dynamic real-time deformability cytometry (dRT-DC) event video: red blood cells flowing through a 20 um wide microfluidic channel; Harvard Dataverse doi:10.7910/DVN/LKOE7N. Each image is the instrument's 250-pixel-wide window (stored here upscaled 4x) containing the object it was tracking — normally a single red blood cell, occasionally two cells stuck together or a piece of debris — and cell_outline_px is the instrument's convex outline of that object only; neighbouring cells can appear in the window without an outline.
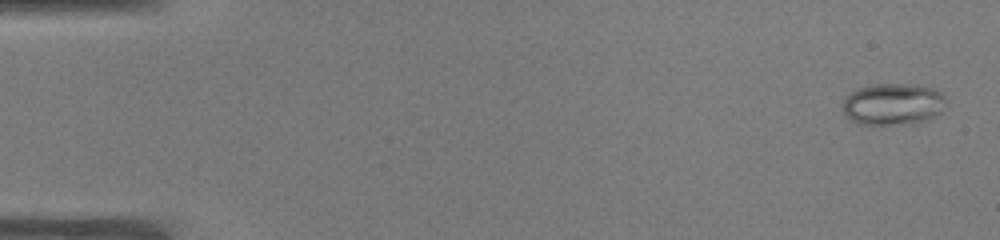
{"species": "common noctule bat (a hibernating species)", "species_latin": "Nyctalus noctula", "temperature_condition": "warm", "stored_images_in_passage": 52, "camera_frame_rate_fps": 3000, "um_per_image_px": 0.085, "animal": {"sex": "male", "body_mass_g": 19.0, "forearm_length_mm": 50.8}, "frame": {"image": 1, "passage_image": 2, "time_ms": 0.333, "image_size_px": [1000, 240], "cell_outline_px": [[944, 100], [940, 112], [928, 120], [908, 124], [856, 124], [844, 112], [844, 100], [848, 92], [872, 84], [904, 84], [932, 88], [940, 92], [944, 96]], "centroid_in_image_um": [75.87, 8.86], "position_along_channel_um": 9.1, "area_um2": 24.8}}
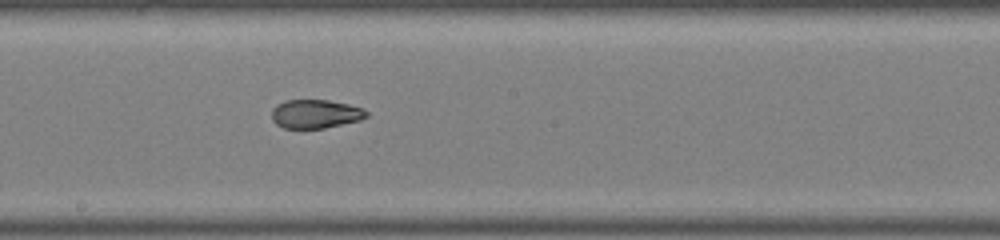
{"frame": {"image": 2, "passage_image": 29, "time_ms": 9.333, "image_size_px": [1000, 240], "cell_outline_px": [[368, 116], [360, 120], [324, 128], [284, 128], [276, 124], [272, 120], [272, 108], [276, 104], [284, 100], [328, 100], [348, 104], [360, 108], [368, 112]], "centroid_in_image_um": [26.78, 9.68], "position_along_channel_um": 221.4, "area_um2": 15.84}}
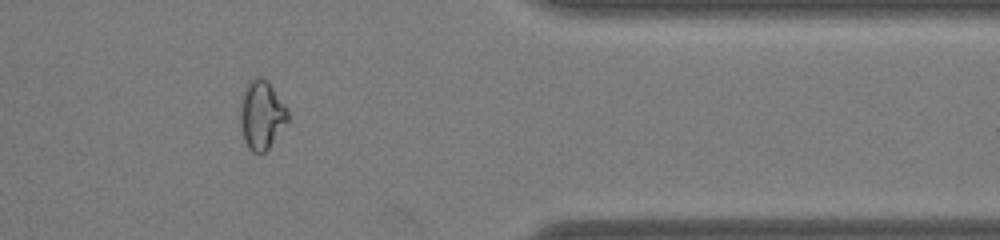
{"frame": {"image": 3, "passage_image": 43, "time_ms": 14.0, "image_size_px": [1000, 240], "cell_outline_px": [[288, 120], [268, 148], [264, 152], [252, 152], [248, 148], [244, 140], [240, 124], [240, 112], [244, 92], [248, 80], [256, 76], [260, 76], [272, 88], [288, 108]], "centroid_in_image_um": [22.22, 9.77], "position_along_channel_um": 389.2, "area_um2": 18.61}, "authors_computed_cell_mechanics": {"area_um2": 19.7965, "velocity_mm_per_s": 3.9432, "shape_relaxation_time_tau1_ms": null, "shape_relaxation_time_tau2_ms": 1.4842, "deformation_change_tau1": null, "deformation_change_tau2": 0.0578}}